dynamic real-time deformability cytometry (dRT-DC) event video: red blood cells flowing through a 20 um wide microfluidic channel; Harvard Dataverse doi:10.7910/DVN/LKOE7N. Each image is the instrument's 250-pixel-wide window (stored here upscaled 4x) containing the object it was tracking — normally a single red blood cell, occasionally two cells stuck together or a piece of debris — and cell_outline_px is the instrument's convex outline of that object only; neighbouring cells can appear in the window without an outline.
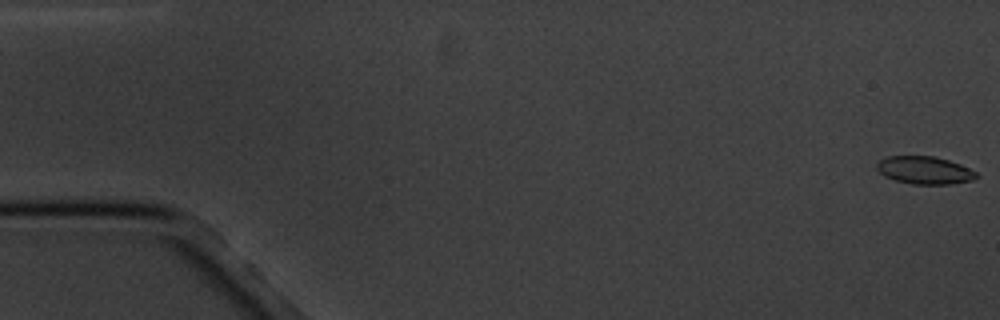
{"species": "common noctule bat (a hibernating species)", "species_latin": "Nyctalus noctula", "temperature_condition": "cold", "stored_images_in_passage": 7, "camera_frame_rate_fps": 3000, "um_per_image_px": 0.085, "animal": {"sex": "male", "body_mass_g": 20.1, "forearm_length_mm": 53.5}, "frame": {"image": 1, "passage_image": 1, "time_ms": 0.0, "image_size_px": [1000, 320], "cell_outline_px": [[980, 176], [972, 180], [948, 184], [912, 184], [896, 180], [884, 176], [876, 168], [876, 164], [880, 160], [888, 156], [936, 156], [960, 164], [976, 172]], "centroid_in_image_um": [78.59, 14.46], "position_along_channel_um": 6.4, "area_um2": 16.01}}
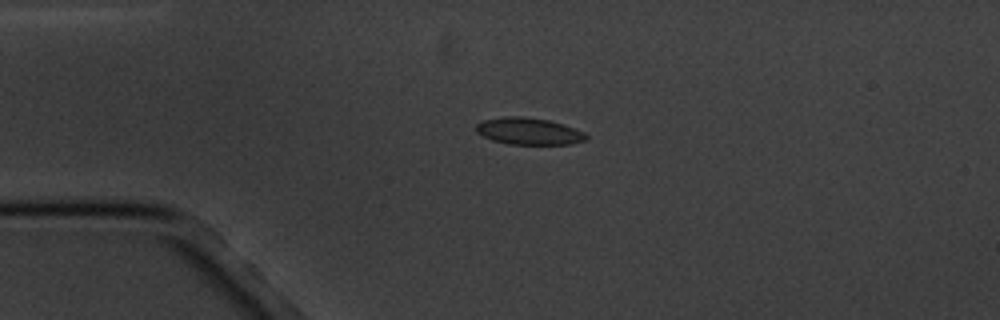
{"frame": {"image": 2, "passage_image": 5, "time_ms": 4.333, "image_size_px": [1000, 320], "cell_outline_px": [[588, 140], [572, 144], [508, 144], [492, 140], [476, 132], [476, 124], [484, 120], [504, 116], [520, 116], [548, 120], [564, 124], [584, 132], [588, 136]], "centroid_in_image_um": [44.97, 11.16], "position_along_channel_um": 40.0, "area_um2": 17.28}}
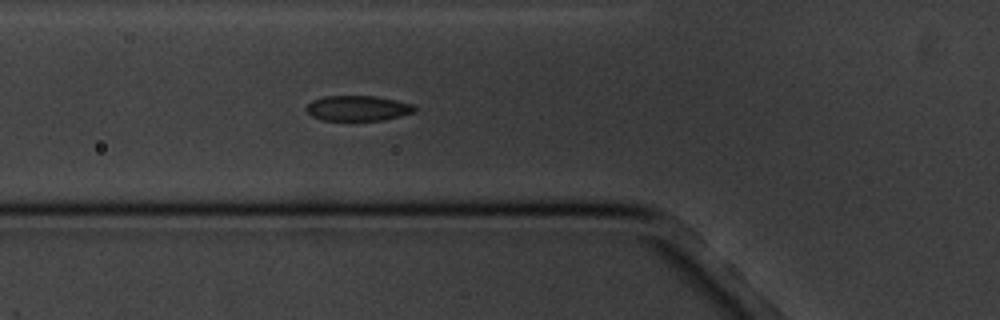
{"frame": {"image": 3, "passage_image": 7, "time_ms": 6.667, "image_size_px": [1000, 320], "cell_outline_px": [[416, 112], [384, 120], [320, 120], [312, 116], [304, 108], [312, 100], [324, 96], [376, 96], [396, 100], [412, 104], [416, 108]], "centroid_in_image_um": [30.41, 9.2], "position_along_channel_um": 95.4, "area_um2": 16.01}}